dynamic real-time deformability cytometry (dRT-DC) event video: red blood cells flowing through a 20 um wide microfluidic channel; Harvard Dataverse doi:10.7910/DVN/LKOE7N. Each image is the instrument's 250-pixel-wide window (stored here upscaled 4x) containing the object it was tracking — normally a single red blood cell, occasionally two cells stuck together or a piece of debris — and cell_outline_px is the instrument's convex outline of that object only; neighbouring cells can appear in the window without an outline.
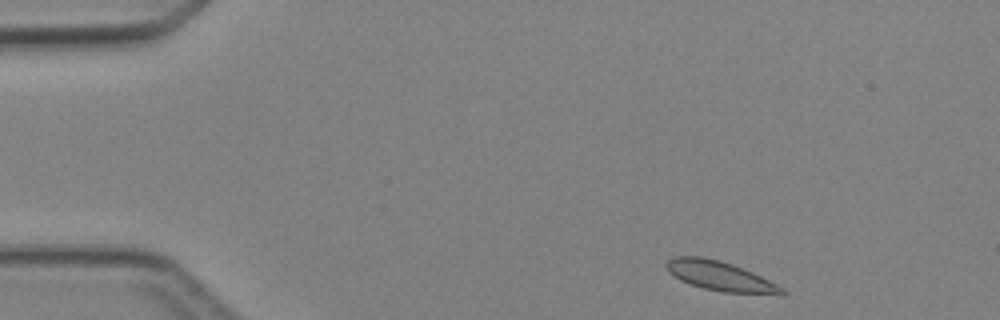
{"species": "Egyptian fruit bat (a non-hibernating species)", "species_latin": "Rousettus aegyptiacus", "temperature_condition": "cold", "stored_images_in_passage": 2, "camera_frame_rate_fps": 3000, "um_per_image_px": 0.085, "animal": {"sex": "female"}, "frame": {"image": 1, "passage_image": 1, "time_ms": 0.0, "image_size_px": [1000, 320], "cell_outline_px": [[788, 292], [784, 296], [780, 296], [720, 292], [704, 288], [680, 280], [668, 272], [664, 264], [668, 260], [676, 256], [704, 256], [720, 260], [732, 264], [752, 272], [784, 288]], "centroid_in_image_um": [61.27, 23.49], "position_along_channel_um": 23.7, "area_um2": 20.29}}